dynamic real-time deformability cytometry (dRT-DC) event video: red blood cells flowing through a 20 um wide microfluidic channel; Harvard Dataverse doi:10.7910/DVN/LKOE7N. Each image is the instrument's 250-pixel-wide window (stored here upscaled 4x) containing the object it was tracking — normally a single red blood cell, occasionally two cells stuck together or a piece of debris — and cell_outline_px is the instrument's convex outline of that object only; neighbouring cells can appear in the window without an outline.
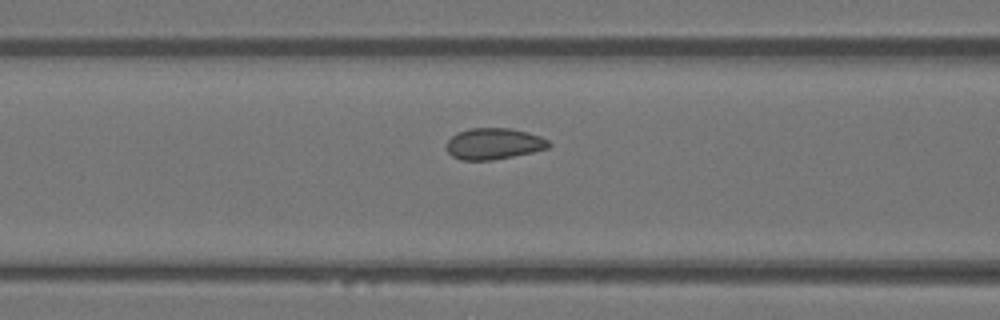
{"species": "Egyptian fruit bat (a non-hibernating species)", "species_latin": "Rousettus aegyptiacus", "temperature_condition": "warm", "stored_images_in_passage": 18, "camera_frame_rate_fps": 3000, "um_per_image_px": 0.085, "animal": {"sex": "female"}, "frame": {"image": 1, "passage_image": 16, "time_ms": 5.0, "image_size_px": [1000, 320], "cell_outline_px": [[552, 144], [548, 148], [532, 152], [492, 160], [460, 160], [452, 156], [444, 148], [444, 144], [456, 132], [468, 128], [512, 128], [528, 132], [540, 136], [548, 140]], "centroid_in_image_um": [41.93, 12.21], "position_along_channel_um": 124.7, "area_um2": 18.9}}